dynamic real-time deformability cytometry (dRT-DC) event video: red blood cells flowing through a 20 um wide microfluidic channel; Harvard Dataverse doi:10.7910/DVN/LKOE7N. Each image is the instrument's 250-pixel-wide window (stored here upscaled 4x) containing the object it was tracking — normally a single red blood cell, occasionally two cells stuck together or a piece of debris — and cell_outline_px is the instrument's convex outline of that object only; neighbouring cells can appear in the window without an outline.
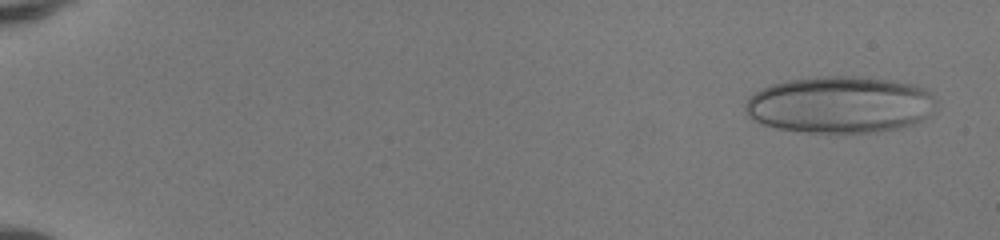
{"species": "human", "species_latin": "Homo sapiens", "temperature_condition": "room temperature", "stored_images_in_passage": 51, "camera_frame_rate_fps": 3000, "um_per_image_px": 0.085, "donor": {"sex": "female"}, "frame": {"image": 1, "passage_image": 3, "time_ms": 0.667, "image_size_px": [1000, 240], "cell_outline_px": [[928, 96], [924, 116], [920, 120], [912, 124], [896, 128], [876, 132], [808, 132], [780, 128], [764, 124], [748, 116], [744, 108], [748, 100], [756, 92], [772, 84], [788, 80], [816, 76], [852, 76], [888, 80], [908, 84], [920, 88], [928, 92]], "centroid_in_image_um": [71.24, 8.89], "position_along_channel_um": 13.8, "area_um2": 61.15}}
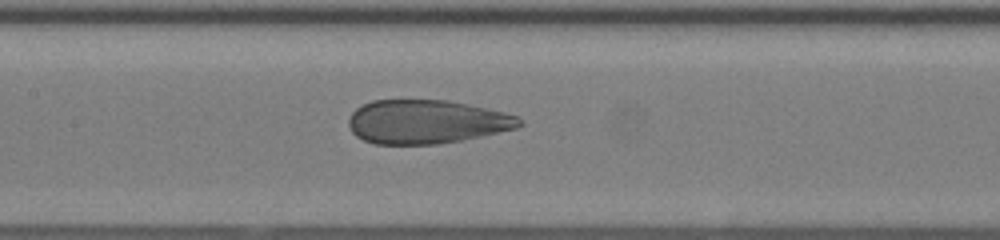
{"frame": {"image": 2, "passage_image": 27, "time_ms": 8.667, "image_size_px": [1000, 240], "cell_outline_px": [[524, 124], [516, 128], [480, 136], [440, 144], [376, 144], [364, 140], [356, 136], [352, 132], [348, 124], [348, 120], [352, 112], [356, 108], [372, 100], [448, 100], [468, 104], [516, 116], [524, 120]], "centroid_in_image_um": [36.22, 10.35], "position_along_channel_um": 171.2, "area_um2": 43.35}}
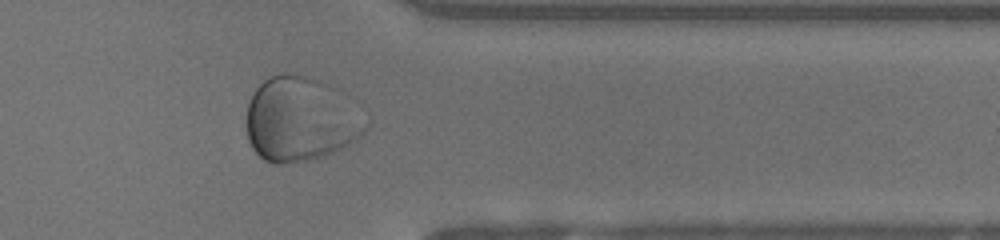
{"frame": {"image": 3, "passage_image": 43, "time_ms": 14.0, "image_size_px": [1000, 240], "cell_outline_px": [[372, 120], [368, 128], [356, 140], [324, 156], [308, 160], [280, 164], [276, 164], [264, 160], [252, 148], [248, 140], [248, 100], [256, 88], [264, 80], [272, 76], [284, 72], [288, 72], [308, 76], [320, 80], [328, 84]], "centroid_in_image_um": [25.57, 10.13], "position_along_channel_um": 385.8, "area_um2": 58.84}}